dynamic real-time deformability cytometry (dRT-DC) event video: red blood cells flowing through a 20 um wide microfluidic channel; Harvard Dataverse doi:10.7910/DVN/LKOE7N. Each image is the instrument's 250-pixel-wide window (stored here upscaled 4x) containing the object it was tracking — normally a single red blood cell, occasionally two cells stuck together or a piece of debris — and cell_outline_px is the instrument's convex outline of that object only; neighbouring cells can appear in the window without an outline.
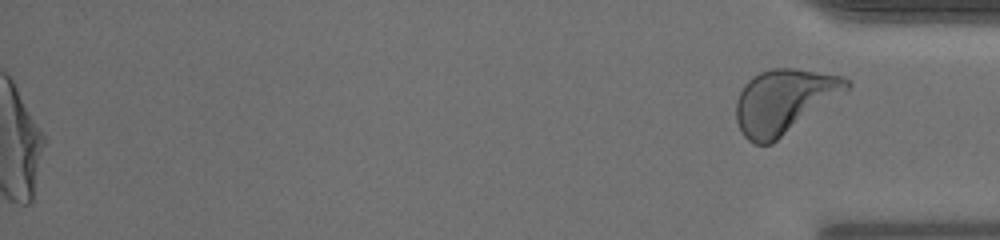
{"species": "human", "species_latin": "Homo sapiens", "temperature_condition": "warm", "stored_images_in_passage": 53, "segment_of_instrument_passage": [2, 2], "camera_frame_rate_fps": 3000, "um_per_image_px": 0.085, "donor": {"sex": "male"}, "frame": {"image": 1, "passage_image": 53, "time_ms": 17.333, "image_size_px": [1000, 240], "cell_outline_px": [[852, 84], [848, 88], [772, 144], [756, 144], [748, 140], [744, 136], [736, 120], [736, 100], [744, 84], [752, 76], [760, 72], [772, 68], [792, 68], [844, 76]], "centroid_in_image_um": [66.59, 8.59], "position_along_channel_um": 368.6, "area_um2": 40.63}}